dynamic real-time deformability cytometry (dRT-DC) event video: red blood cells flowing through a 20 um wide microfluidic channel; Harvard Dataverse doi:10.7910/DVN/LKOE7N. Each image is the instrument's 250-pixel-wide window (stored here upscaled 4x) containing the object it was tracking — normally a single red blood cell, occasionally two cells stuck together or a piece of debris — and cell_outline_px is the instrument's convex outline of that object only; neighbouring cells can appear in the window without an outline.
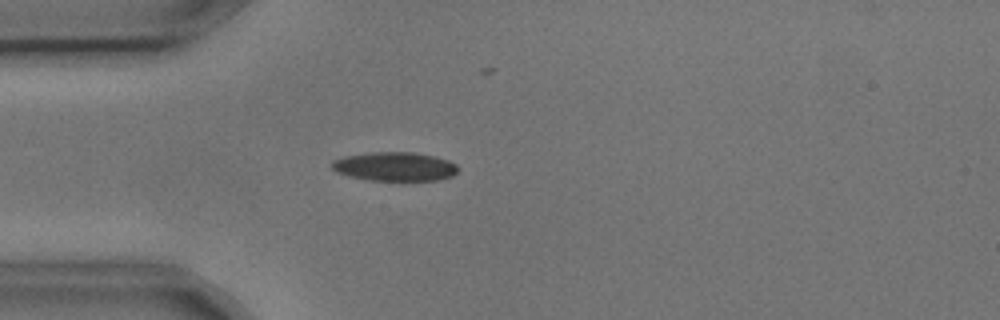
{"species": "common noctule bat (a hibernating species)", "species_latin": "Nyctalus noctula", "temperature_condition": "cold", "stored_images_in_passage": 2, "camera_frame_rate_fps": 3000, "um_per_image_px": 0.085, "animal": {"sex": "male", "body_mass_g": 17.9, "forearm_length_mm": 54.2}, "frame": {"image": 1, "passage_image": 2, "time_ms": 0.333, "image_size_px": [1000, 320], "cell_outline_px": [[456, 172], [452, 176], [436, 180], [368, 180], [348, 176], [336, 172], [332, 168], [332, 160], [344, 156], [368, 152], [412, 152], [432, 156], [448, 160], [456, 164]], "centroid_in_image_um": [33.5, 14.15], "position_along_channel_um": 51.5, "area_um2": 21.15}}